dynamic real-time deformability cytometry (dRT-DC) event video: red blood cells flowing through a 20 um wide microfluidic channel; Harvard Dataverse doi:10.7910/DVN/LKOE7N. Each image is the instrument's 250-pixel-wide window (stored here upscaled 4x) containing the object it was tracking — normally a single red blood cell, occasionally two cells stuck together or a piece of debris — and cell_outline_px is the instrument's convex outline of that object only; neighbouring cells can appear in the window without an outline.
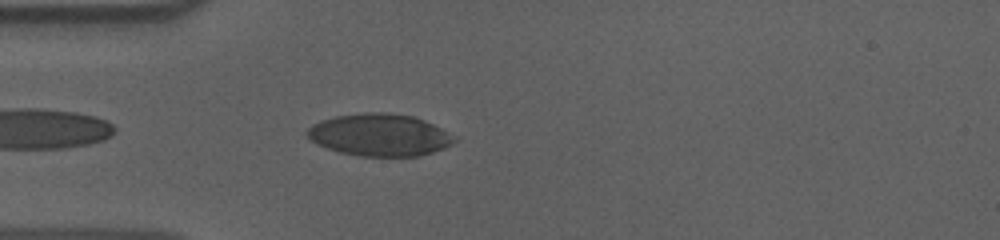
{"species": "human", "species_latin": "Homo sapiens", "temperature_condition": "cold", "stored_images_in_passage": 28, "camera_frame_rate_fps": 3000, "um_per_image_px": 0.085, "donor": {"sex": "male"}, "frame": {"image": 1, "passage_image": 3, "time_ms": 0.667, "image_size_px": [1000, 240], "cell_outline_px": [[456, 140], [452, 144], [432, 152], [420, 156], [360, 156], [340, 152], [316, 144], [304, 132], [312, 124], [320, 120], [336, 116], [364, 112], [388, 112], [412, 116], [424, 120], [456, 136]], "centroid_in_image_um": [32.25, 11.46], "position_along_channel_um": 52.8, "area_um2": 36.18}}
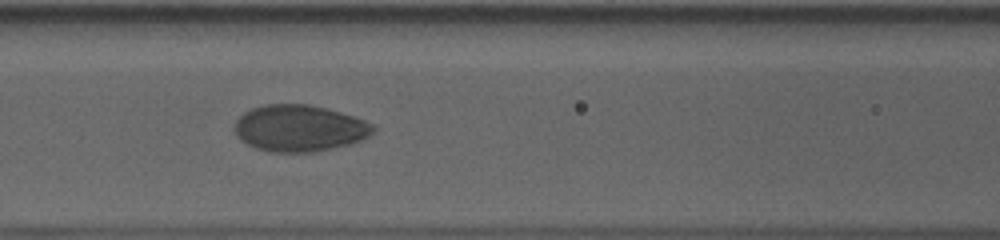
{"frame": {"image": 2, "passage_image": 11, "time_ms": 3.333, "image_size_px": [1000, 240], "cell_outline_px": [[376, 128], [368, 136], [360, 140], [348, 144], [332, 148], [312, 152], [268, 152], [256, 148], [240, 140], [236, 136], [236, 120], [244, 112], [252, 108], [264, 104], [308, 104], [340, 112], [364, 120], [372, 124]], "centroid_in_image_um": [25.42, 10.9], "position_along_channel_um": 141.2, "area_um2": 37.34}}
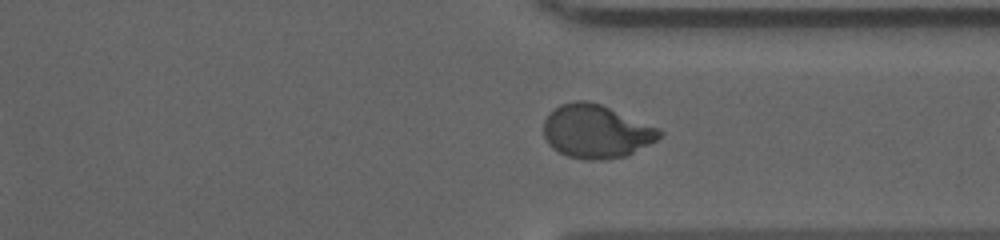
{"frame": {"image": 3, "passage_image": 26, "time_ms": 8.333, "image_size_px": [1000, 240], "cell_outline_px": [[664, 136], [624, 156], [604, 160], [588, 160], [568, 156], [552, 148], [548, 144], [544, 136], [544, 120], [548, 112], [560, 104], [576, 100], [584, 100], [600, 104], [660, 128], [664, 132]], "centroid_in_image_um": [50.66, 11.16], "position_along_channel_um": 360.7, "area_um2": 36.07}}